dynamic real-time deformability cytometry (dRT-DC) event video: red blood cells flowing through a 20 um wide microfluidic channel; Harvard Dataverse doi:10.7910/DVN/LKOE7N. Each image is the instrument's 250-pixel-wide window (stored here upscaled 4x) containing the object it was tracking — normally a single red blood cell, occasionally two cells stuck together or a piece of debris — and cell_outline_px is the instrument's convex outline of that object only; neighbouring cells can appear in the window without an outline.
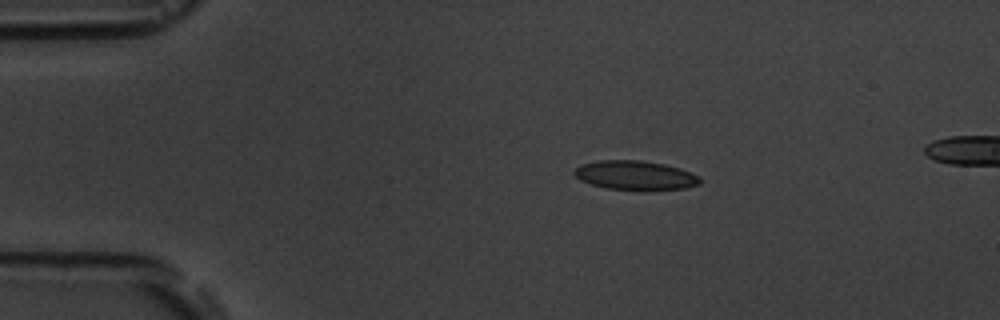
{"species": "common noctule bat (a hibernating species)", "species_latin": "Nyctalus noctula", "temperature_condition": "room temperature", "stored_images_in_passage": 5, "camera_frame_rate_fps": 3000, "um_per_image_px": 0.085, "animal": {"sex": "male", "body_mass_g": 19.5, "forearm_length_mm": 54.6}, "frame": {"image": 1, "passage_image": 3, "time_ms": 2.333, "image_size_px": [1000, 320], "cell_outline_px": [[700, 184], [688, 188], [648, 192], [644, 192], [604, 188], [580, 180], [572, 172], [576, 168], [584, 164], [600, 160], [640, 160], [664, 164], [680, 168], [700, 176]], "centroid_in_image_um": [54.05, 14.94], "position_along_channel_um": 30.9, "area_um2": 21.96}}